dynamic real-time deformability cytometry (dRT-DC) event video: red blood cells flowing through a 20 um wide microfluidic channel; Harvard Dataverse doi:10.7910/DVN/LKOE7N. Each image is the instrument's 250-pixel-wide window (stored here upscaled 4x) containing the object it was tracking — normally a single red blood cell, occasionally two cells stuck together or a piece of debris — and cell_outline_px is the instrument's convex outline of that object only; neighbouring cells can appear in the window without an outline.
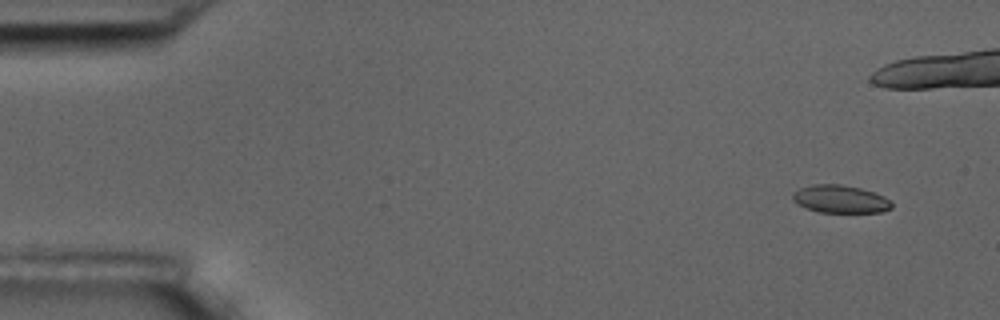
{"species": "common noctule bat (a hibernating species)", "species_latin": "Nyctalus noctula", "temperature_condition": "room temperature", "stored_images_in_passage": 10, "camera_frame_rate_fps": 3000, "um_per_image_px": 0.085, "animal": {"sex": "male", "body_mass_g": 17.5, "forearm_length_mm": 52.3}, "frame": {"image": 1, "passage_image": 2, "time_ms": 1.0, "image_size_px": [1000, 320], "cell_outline_px": [[892, 208], [880, 212], [820, 212], [796, 204], [792, 200], [792, 192], [800, 188], [812, 184], [840, 184], [860, 188], [884, 196], [892, 204]], "centroid_in_image_um": [71.38, 16.91], "position_along_channel_um": 13.6, "area_um2": 15.95}}